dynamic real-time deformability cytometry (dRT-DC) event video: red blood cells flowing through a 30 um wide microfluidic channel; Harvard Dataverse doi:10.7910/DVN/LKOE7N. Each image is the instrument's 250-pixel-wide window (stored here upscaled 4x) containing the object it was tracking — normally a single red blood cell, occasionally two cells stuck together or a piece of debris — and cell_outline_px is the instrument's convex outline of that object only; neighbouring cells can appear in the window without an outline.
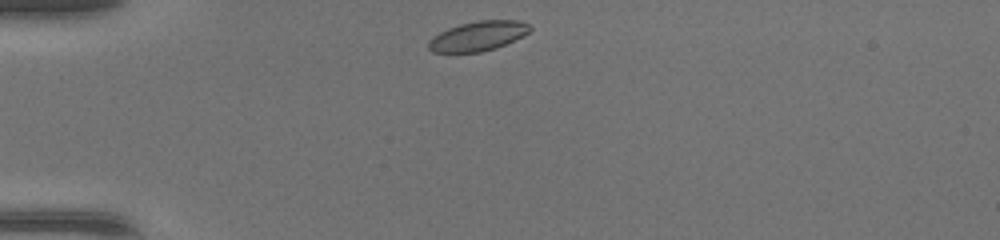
{"species": "common noctule bat (a hibernating species)", "species_latin": "Nyctalus noctula", "temperature_condition": "warm", "stored_images_in_passage": 36, "camera_frame_rate_fps": 3000, "um_per_image_px": 0.085, "animal": {"sex": "female", "body_mass_g": 17.0, "forearm_length_mm": 48.0}, "frame": {"image": 1, "passage_image": 1, "time_ms": 0.0, "image_size_px": [1000, 240], "cell_outline_px": [[532, 28], [528, 32], [496, 48], [480, 52], [432, 52], [428, 48], [428, 40], [432, 36], [448, 28], [460, 24], [480, 20], [516, 20], [528, 24]], "centroid_in_image_um": [40.57, 3.06], "position_along_channel_um": 44.4, "area_um2": 17.28}}
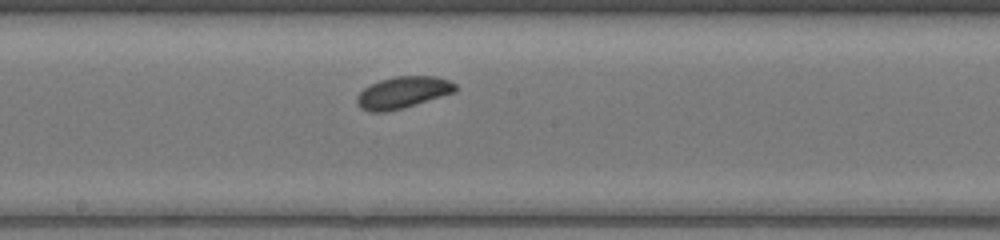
{"frame": {"image": 2, "passage_image": 15, "time_ms": 4.667, "image_size_px": [1000, 240], "cell_outline_px": [[456, 92], [404, 108], [384, 112], [372, 112], [360, 108], [356, 104], [356, 96], [364, 88], [380, 80], [396, 76], [436, 76], [448, 80], [456, 84]], "centroid_in_image_um": [34.24, 7.87], "position_along_channel_um": 214.0, "area_um2": 18.26}}
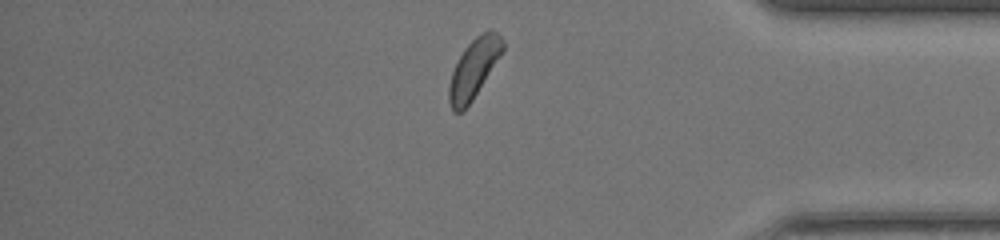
{"frame": {"image": 3, "passage_image": 29, "time_ms": 9.333, "image_size_px": [1000, 240], "cell_outline_px": [[504, 48], [472, 100], [460, 112], [452, 112], [448, 100], [448, 88], [452, 72], [464, 48], [476, 36], [488, 28], [496, 32], [504, 40]], "centroid_in_image_um": [40.25, 5.8], "position_along_channel_um": 394.9, "area_um2": 18.09}, "authors_computed_cell_mechanics": {"area_um2": 18.0914, "velocity_mm_per_s": 4.3493, "shape_relaxation_time_tau1_ms": 0.9604, "shape_relaxation_time_tau2_ms": null, "deformation_change_tau1": 0.0406, "deformation_change_tau2": null}}